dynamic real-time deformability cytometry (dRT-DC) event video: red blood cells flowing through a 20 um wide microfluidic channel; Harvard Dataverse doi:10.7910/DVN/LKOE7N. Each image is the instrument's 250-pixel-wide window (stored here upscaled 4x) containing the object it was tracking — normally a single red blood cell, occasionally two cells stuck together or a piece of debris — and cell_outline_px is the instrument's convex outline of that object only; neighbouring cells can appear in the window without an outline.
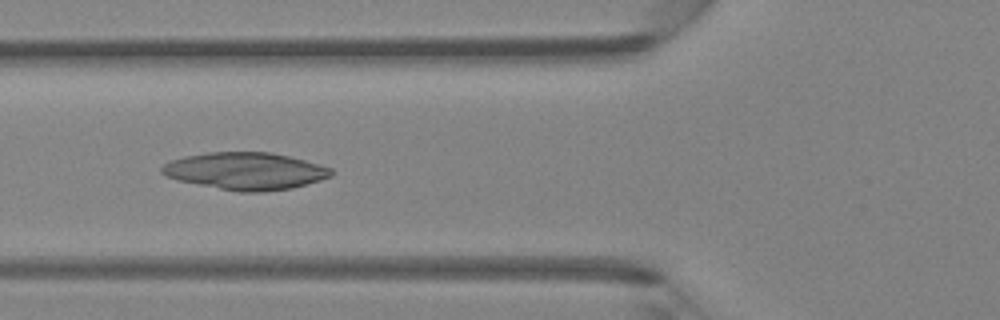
{"species": "Egyptian fruit bat (a non-hibernating species)", "species_latin": "Rousettus aegyptiacus", "temperature_condition": "room temperature", "stored_images_in_passage": 7, "camera_frame_rate_fps": 3000, "um_per_image_px": 0.085, "animal": {"sex": "female"}, "frame": {"image": 1, "passage_image": 5, "time_ms": 4.667, "image_size_px": [1000, 320], "cell_outline_px": [[332, 176], [320, 180], [292, 188], [260, 192], [240, 192], [180, 180], [168, 176], [160, 172], [160, 168], [168, 160], [184, 156], [208, 152], [272, 152], [320, 164], [332, 168]], "centroid_in_image_um": [20.88, 14.52], "position_along_channel_um": 104.9, "area_um2": 36.53}}
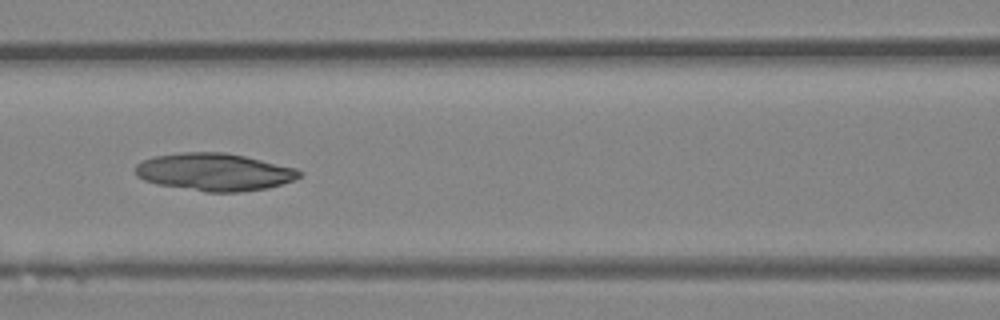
{"frame": {"image": 2, "passage_image": 6, "time_ms": 5.667, "image_size_px": [1000, 320], "cell_outline_px": [[304, 172], [300, 176], [292, 180], [268, 188], [240, 192], [204, 192], [156, 184], [144, 180], [136, 176], [136, 164], [152, 156], [184, 152], [224, 152], [244, 156], [296, 168]], "centroid_in_image_um": [18.2, 14.62], "position_along_channel_um": 148.4, "area_um2": 35.89}}
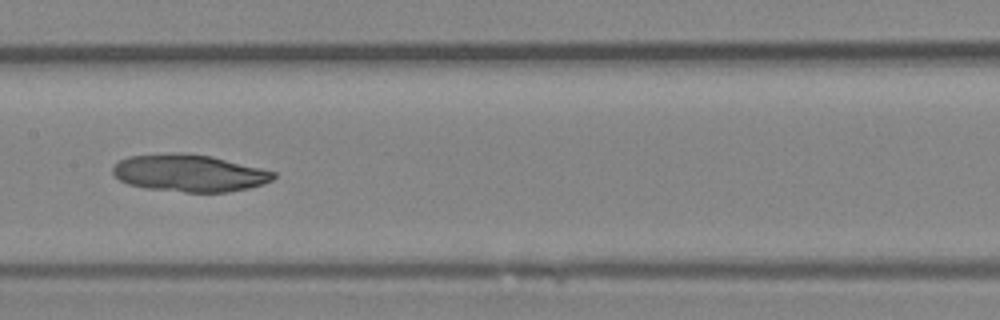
{"frame": {"image": 3, "passage_image": 7, "time_ms": 6.667, "image_size_px": [1000, 320], "cell_outline_px": [[276, 176], [272, 180], [264, 184], [248, 188], [228, 192], [184, 192], [144, 188], [128, 184], [120, 180], [112, 172], [112, 168], [120, 160], [128, 156], [180, 152], [212, 156], [276, 172]], "centroid_in_image_um": [16.09, 14.71], "position_along_channel_um": 191.3, "area_um2": 34.85}}